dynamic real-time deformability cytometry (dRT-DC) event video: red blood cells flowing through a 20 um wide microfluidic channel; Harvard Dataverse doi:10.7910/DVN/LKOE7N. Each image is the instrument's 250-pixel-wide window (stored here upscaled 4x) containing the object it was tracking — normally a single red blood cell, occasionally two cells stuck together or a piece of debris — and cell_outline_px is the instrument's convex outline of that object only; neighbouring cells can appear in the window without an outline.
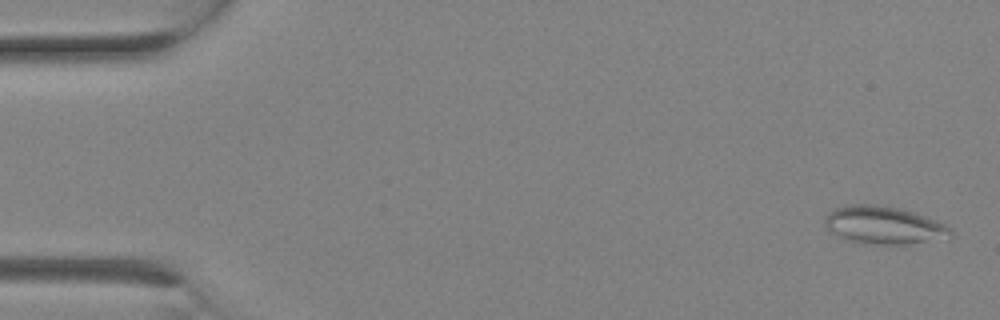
{"species": "Egyptian fruit bat (a non-hibernating species)", "species_latin": "Rousettus aegyptiacus", "temperature_condition": "room temperature", "stored_images_in_passage": 7, "camera_frame_rate_fps": 3000, "um_per_image_px": 0.085, "animal": {"sex": "female"}, "frame": {"image": 1, "passage_image": 1, "time_ms": 0.0, "image_size_px": [1000, 320], "cell_outline_px": [[952, 236], [904, 244], [876, 244], [856, 240], [840, 236], [832, 232], [824, 224], [824, 220], [836, 208], [852, 204], [872, 204], [896, 208], [912, 212], [936, 220], [952, 228]], "centroid_in_image_um": [75.15, 19.12], "position_along_channel_um": 9.8, "area_um2": 26.59}}